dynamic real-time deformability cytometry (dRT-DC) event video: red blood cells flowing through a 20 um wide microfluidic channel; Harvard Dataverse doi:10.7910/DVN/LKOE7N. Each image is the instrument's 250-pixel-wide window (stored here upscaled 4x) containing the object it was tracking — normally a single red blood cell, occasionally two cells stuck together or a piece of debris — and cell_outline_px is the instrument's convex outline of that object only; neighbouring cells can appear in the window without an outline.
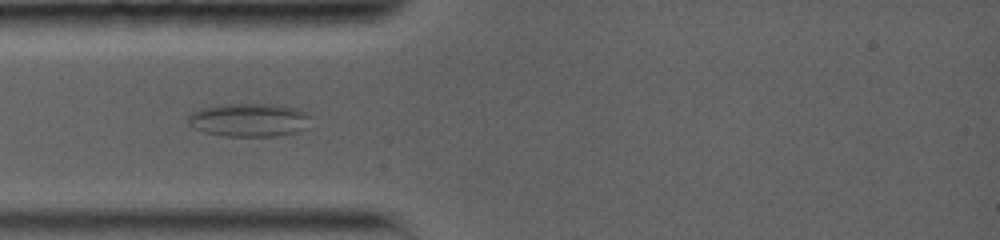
{"species": "common noctule bat (a hibernating species)", "species_latin": "Nyctalus noctula", "temperature_condition": "warm", "stored_images_in_passage": 9, "camera_frame_rate_fps": 5000, "um_per_image_px": 0.085, "animal": {"sex": "female", "body_mass_g": 19.0, "forearm_length_mm": 56.7}, "frame": {"image": 1, "passage_image": 4, "time_ms": 3.6, "image_size_px": [1000, 240], "cell_outline_px": [[308, 116], [300, 128], [292, 132], [272, 136], [224, 136], [204, 132], [188, 124], [188, 116], [192, 112], [200, 108], [216, 104], [284, 104], [300, 108], [308, 112]], "centroid_in_image_um": [21.08, 10.16], "position_along_channel_um": 63.9, "area_um2": 23.64}}
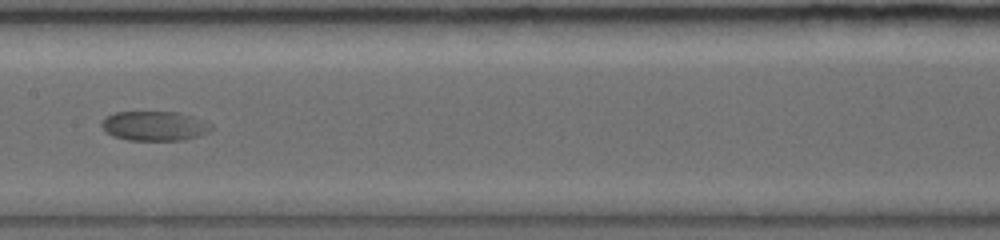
{"frame": {"image": 2, "passage_image": 7, "time_ms": 7.2, "image_size_px": [1000, 240], "cell_outline_px": [[212, 128], [196, 136], [180, 140], [128, 140], [112, 136], [100, 124], [104, 116], [116, 112], [180, 112], [204, 120], [212, 124]], "centroid_in_image_um": [13.09, 10.69], "position_along_channel_um": 194.3, "area_um2": 18.73}}
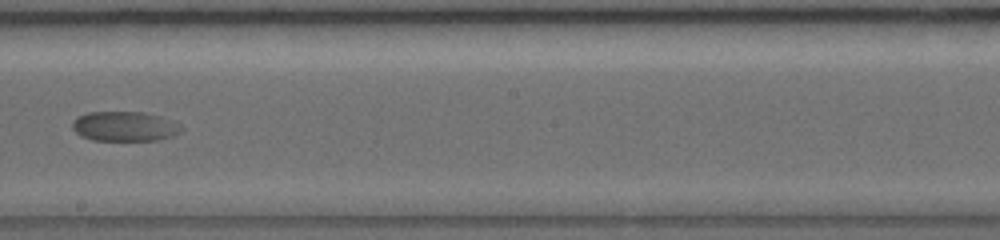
{"frame": {"image": 3, "passage_image": 8, "time_ms": 8.4, "image_size_px": [1000, 240], "cell_outline_px": [[184, 128], [180, 132], [172, 136], [160, 140], [92, 140], [80, 136], [72, 128], [72, 120], [76, 116], [88, 112], [144, 112], [160, 116], [180, 124]], "centroid_in_image_um": [10.58, 10.74], "position_along_channel_um": 237.6, "area_um2": 19.07}}